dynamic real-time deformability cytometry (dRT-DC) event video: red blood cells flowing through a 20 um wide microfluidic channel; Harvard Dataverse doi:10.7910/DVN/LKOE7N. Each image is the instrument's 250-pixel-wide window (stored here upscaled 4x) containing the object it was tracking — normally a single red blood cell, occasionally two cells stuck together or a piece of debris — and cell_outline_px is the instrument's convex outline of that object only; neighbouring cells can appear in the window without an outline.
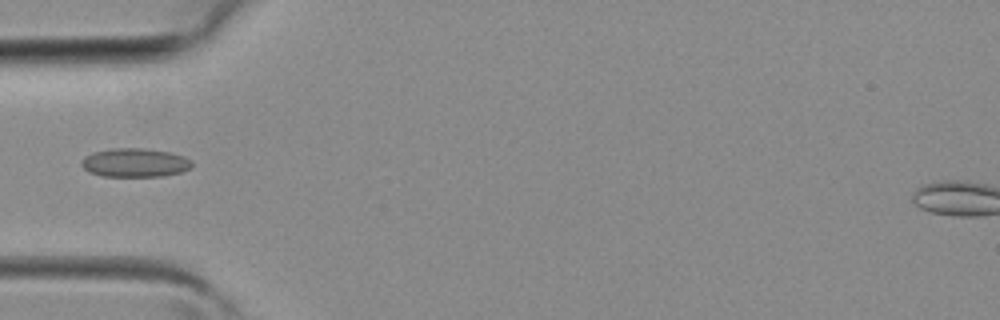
{"species": "common noctule bat (a hibernating species)", "species_latin": "Nyctalus noctula", "temperature_condition": "room temperature", "stored_images_in_passage": 3, "camera_frame_rate_fps": 3000, "um_per_image_px": 0.085, "animal": {"sex": "female", "body_mass_g": 19.3, "forearm_length_mm": 54.1}, "frame": {"image": 1, "passage_image": 3, "time_ms": 0.667, "image_size_px": [1000, 320], "cell_outline_px": [[192, 168], [180, 172], [164, 176], [104, 176], [88, 172], [80, 164], [80, 160], [84, 156], [92, 152], [112, 148], [144, 148], [168, 152], [184, 156], [192, 160]], "centroid_in_image_um": [11.45, 13.82], "position_along_channel_um": 73.6, "area_um2": 18.67}}